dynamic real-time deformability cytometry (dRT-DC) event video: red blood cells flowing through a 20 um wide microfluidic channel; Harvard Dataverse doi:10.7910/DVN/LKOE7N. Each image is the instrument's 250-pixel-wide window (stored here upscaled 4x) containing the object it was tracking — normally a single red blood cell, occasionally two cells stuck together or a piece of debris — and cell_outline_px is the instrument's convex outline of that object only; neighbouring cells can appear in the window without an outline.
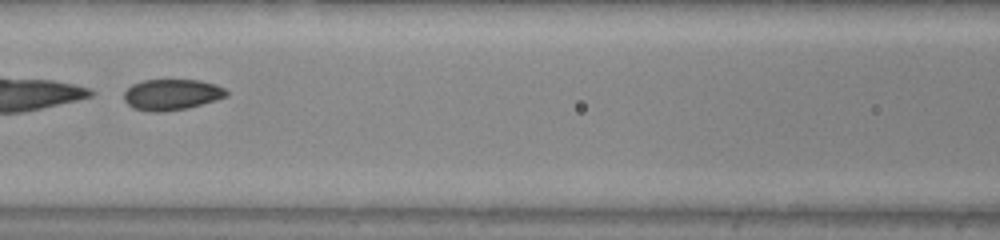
{"species": "common noctule bat (a hibernating species)", "species_latin": "Nyctalus noctula", "temperature_condition": "warm", "stored_images_in_passage": 51, "camera_frame_rate_fps": 3000, "um_per_image_px": 0.085, "animal": {"sex": "male", "body_mass_g": 20.0, "forearm_length_mm": 53.3}, "frame": {"image": 1, "passage_image": 25, "time_ms": 8.0, "image_size_px": [1000, 240], "cell_outline_px": [[228, 96], [216, 100], [188, 108], [160, 112], [152, 112], [132, 108], [124, 100], [124, 92], [132, 84], [144, 80], [200, 80], [216, 84], [224, 88], [228, 92]], "centroid_in_image_um": [14.6, 8.04], "position_along_channel_um": 152.0, "area_um2": 18.55}}
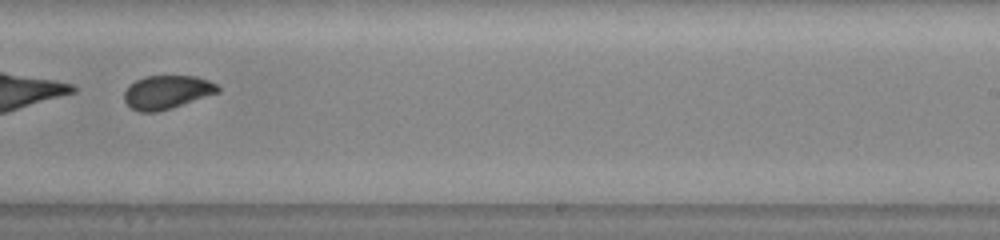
{"frame": {"image": 2, "passage_image": 34, "time_ms": 11.0, "image_size_px": [1000, 240], "cell_outline_px": [[220, 92], [172, 108], [156, 112], [140, 112], [132, 108], [124, 100], [124, 92], [128, 84], [144, 76], [196, 76], [208, 80], [216, 84], [220, 88]], "centroid_in_image_um": [14.18, 7.83], "position_along_channel_um": 274.8, "area_um2": 18.38}}